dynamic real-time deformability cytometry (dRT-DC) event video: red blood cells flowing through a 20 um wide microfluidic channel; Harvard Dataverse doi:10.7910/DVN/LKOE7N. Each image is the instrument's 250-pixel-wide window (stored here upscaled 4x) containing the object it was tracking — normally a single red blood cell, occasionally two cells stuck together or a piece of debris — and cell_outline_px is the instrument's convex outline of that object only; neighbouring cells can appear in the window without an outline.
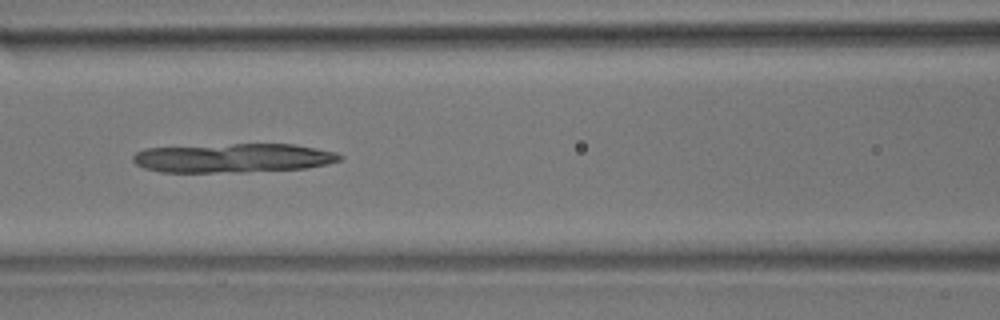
{"species": "common noctule bat (a hibernating species)", "species_latin": "Nyctalus noctula", "temperature_condition": "room temperature", "stored_images_in_passage": 53, "camera_frame_rate_fps": 3000, "um_per_image_px": 0.085, "animal": {"sex": "male", "body_mass_g": 17.9}, "frame": {"image": 1, "passage_image": 23, "time_ms": 7.333, "image_size_px": [1000, 320], "cell_outline_px": [[344, 156], [340, 160], [328, 164], [308, 168], [244, 172], [160, 172], [144, 168], [136, 164], [132, 160], [132, 156], [136, 152], [144, 148], [232, 144], [292, 144], [316, 148], [336, 152]], "centroid_in_image_um": [19.82, 13.43], "position_along_channel_um": 146.8, "area_um2": 35.26}}
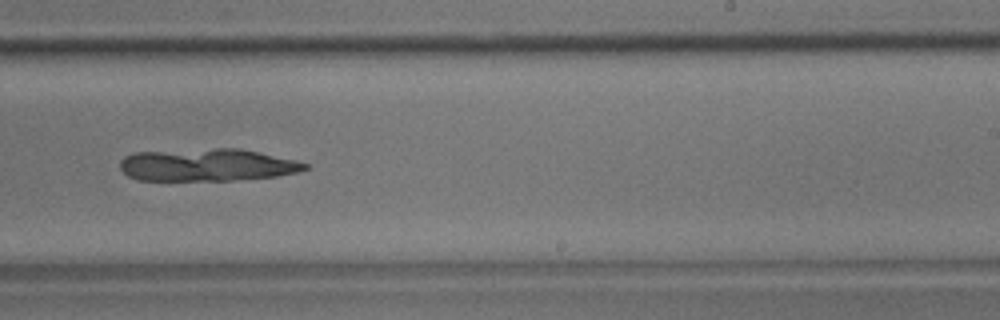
{"frame": {"image": 2, "passage_image": 33, "time_ms": 10.667, "image_size_px": [1000, 320], "cell_outline_px": [[308, 168], [296, 172], [276, 176], [232, 180], [140, 180], [128, 176], [120, 168], [120, 160], [124, 156], [132, 152], [216, 148], [240, 148], [292, 160], [308, 164]], "centroid_in_image_um": [17.53, 14.01], "position_along_channel_um": 271.5, "area_um2": 34.74}}
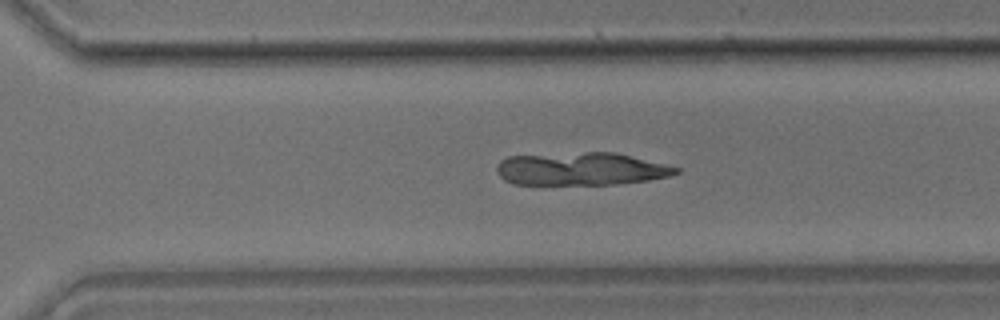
{"frame": {"image": 3, "passage_image": 37, "time_ms": 12.0, "image_size_px": [1000, 320], "cell_outline_px": [[680, 172], [668, 176], [648, 180], [616, 184], [512, 184], [504, 180], [496, 172], [496, 164], [500, 160], [508, 156], [588, 152], [616, 152], [680, 168]], "centroid_in_image_um": [49.35, 14.35], "position_along_channel_um": 321.2, "area_um2": 34.28}}